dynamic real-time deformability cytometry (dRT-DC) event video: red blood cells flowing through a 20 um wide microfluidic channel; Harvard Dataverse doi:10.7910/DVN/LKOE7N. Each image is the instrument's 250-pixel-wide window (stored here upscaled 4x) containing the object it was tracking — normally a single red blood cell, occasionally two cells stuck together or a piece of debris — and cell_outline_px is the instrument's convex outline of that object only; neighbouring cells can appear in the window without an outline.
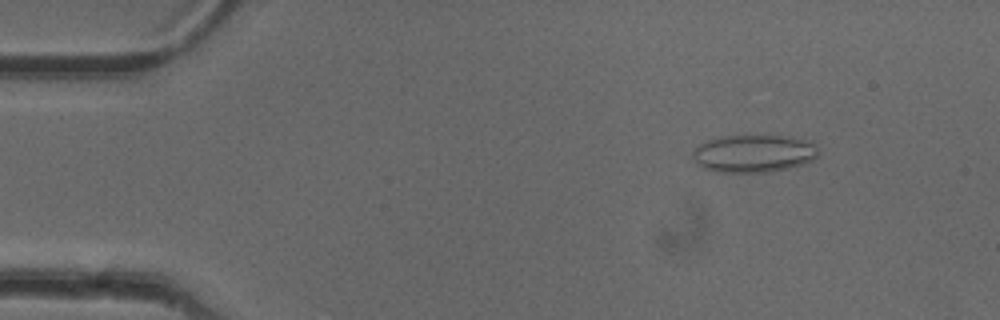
{"species": "common noctule bat (a hibernating species)", "species_latin": "Nyctalus noctula", "temperature_condition": "cold", "stored_images_in_passage": 21, "camera_frame_rate_fps": 3000, "um_per_image_px": 0.085, "animal": {"sex": "female"}, "frame": {"image": 1, "passage_image": 6, "time_ms": 1.667, "image_size_px": [1000, 320], "cell_outline_px": [[820, 152], [812, 160], [804, 164], [764, 172], [716, 172], [704, 168], [696, 164], [692, 156], [692, 152], [700, 144], [708, 140], [728, 136], [780, 136], [800, 140], [816, 144], [820, 148]], "centroid_in_image_um": [64.04, 13.06], "position_along_channel_um": 21.0, "area_um2": 27.17}}